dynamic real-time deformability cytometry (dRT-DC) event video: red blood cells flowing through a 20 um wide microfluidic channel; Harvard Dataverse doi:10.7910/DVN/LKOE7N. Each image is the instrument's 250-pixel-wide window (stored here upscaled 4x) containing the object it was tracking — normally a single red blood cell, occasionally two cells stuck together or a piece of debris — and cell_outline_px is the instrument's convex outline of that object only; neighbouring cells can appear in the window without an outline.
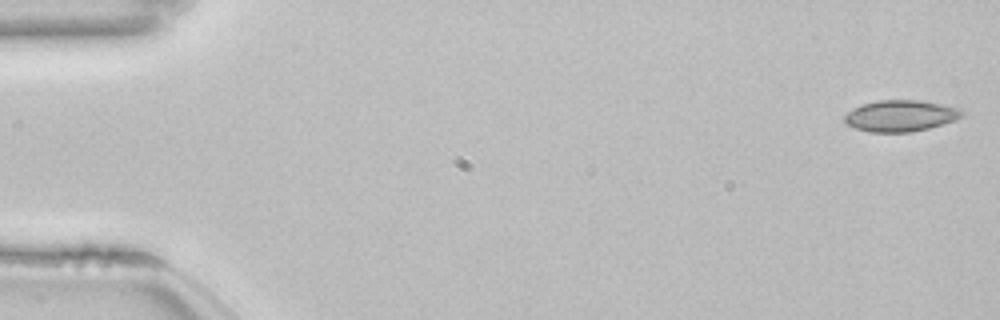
{"species": "common noctule bat (a hibernating species)", "species_latin": "Nyctalus noctula", "temperature_condition": "room temperature", "stored_images_in_passage": 53, "camera_frame_rate_fps": 3000, "um_per_image_px": 0.085, "animal": {"sex": "female", "body_mass_g": 22.7, "forearm_length_mm": 54.2}, "frame": {"image": 1, "passage_image": 1, "time_ms": 0.0, "image_size_px": [1000, 320], "cell_outline_px": [[964, 116], [956, 120], [928, 128], [908, 132], [868, 132], [856, 128], [848, 124], [844, 120], [844, 116], [852, 108], [876, 100], [920, 100], [960, 108], [964, 112]], "centroid_in_image_um": [76.56, 9.84], "position_along_channel_um": 8.4, "area_um2": 21.39}}
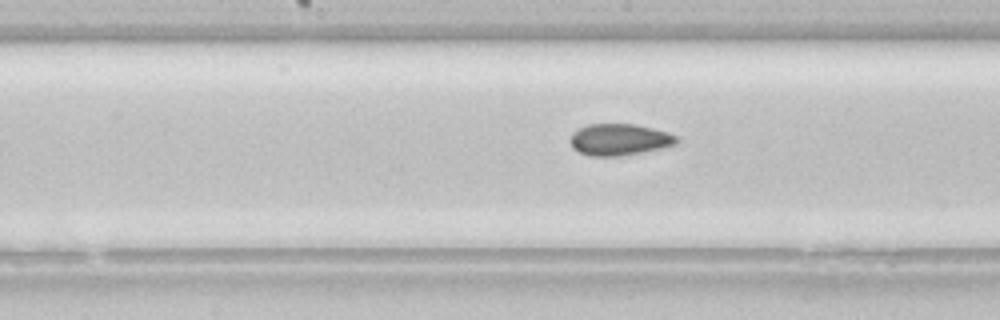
{"frame": {"image": 2, "passage_image": 27, "time_ms": 8.667, "image_size_px": [1000, 320], "cell_outline_px": [[680, 140], [676, 144], [660, 148], [620, 156], [588, 156], [572, 148], [568, 140], [572, 132], [588, 124], [632, 124], [652, 128], [668, 132], [676, 136]], "centroid_in_image_um": [52.6, 11.86], "position_along_channel_um": 195.6, "area_um2": 19.59}}
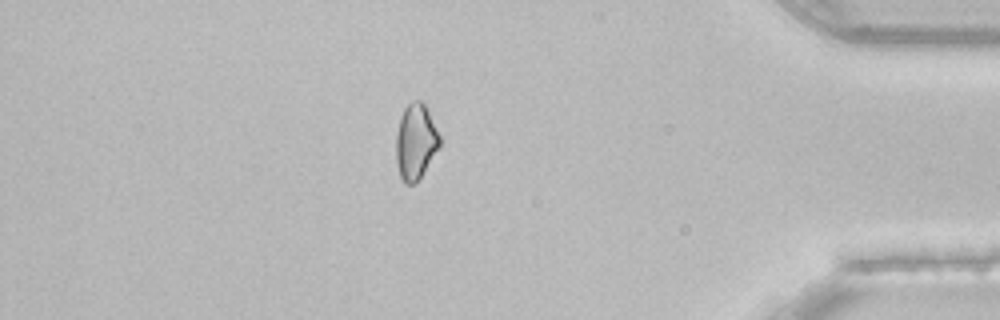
{"frame": {"image": 3, "passage_image": 46, "time_ms": 15.0, "image_size_px": [1000, 320], "cell_outline_px": [[440, 148], [420, 176], [412, 184], [404, 184], [400, 176], [396, 164], [396, 132], [400, 116], [404, 108], [412, 100], [420, 100], [428, 108], [440, 136]], "centroid_in_image_um": [35.32, 12.01], "position_along_channel_um": 399.9, "area_um2": 19.36}, "authors_computed_cell_mechanics": {"area_um2": 19.7098, "velocity_mm_per_s": 3.8499, "shape_relaxation_time_tau1_ms": 8.3723, "shape_relaxation_time_tau2_ms": 2.7496, "deformation_change_tau1": 0.1131, "deformation_change_tau2": 0.08}}